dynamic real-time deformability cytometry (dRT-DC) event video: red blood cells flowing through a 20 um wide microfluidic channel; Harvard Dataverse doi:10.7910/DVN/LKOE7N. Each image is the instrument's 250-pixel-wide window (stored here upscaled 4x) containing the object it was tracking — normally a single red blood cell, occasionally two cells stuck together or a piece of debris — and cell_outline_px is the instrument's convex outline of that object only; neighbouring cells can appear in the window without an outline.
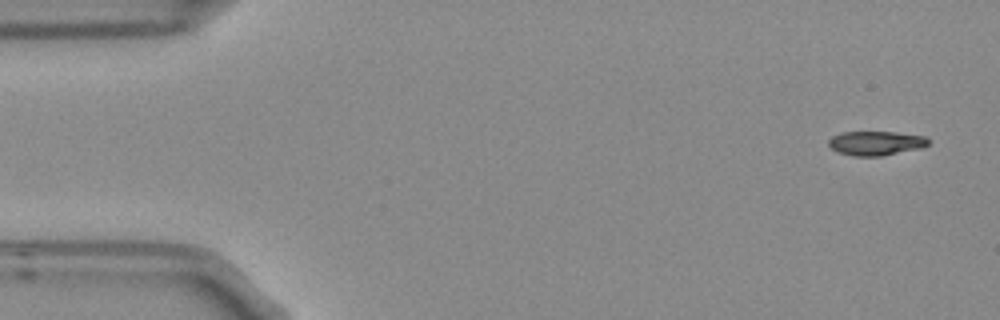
{"species": "Egyptian fruit bat (a non-hibernating species)", "species_latin": "Rousettus aegyptiacus", "temperature_condition": "room temperature", "stored_images_in_passage": 4, "camera_frame_rate_fps": 3000, "um_per_image_px": 0.085, "frame": {"image": 1, "passage_image": 1, "time_ms": 0.0, "image_size_px": [1000, 320], "cell_outline_px": [[928, 144], [920, 148], [880, 156], [852, 156], [840, 152], [832, 148], [828, 144], [828, 140], [832, 136], [840, 132], [896, 132], [924, 136], [928, 140]], "centroid_in_image_um": [74.42, 12.16], "position_along_channel_um": 10.6, "area_um2": 13.93}}